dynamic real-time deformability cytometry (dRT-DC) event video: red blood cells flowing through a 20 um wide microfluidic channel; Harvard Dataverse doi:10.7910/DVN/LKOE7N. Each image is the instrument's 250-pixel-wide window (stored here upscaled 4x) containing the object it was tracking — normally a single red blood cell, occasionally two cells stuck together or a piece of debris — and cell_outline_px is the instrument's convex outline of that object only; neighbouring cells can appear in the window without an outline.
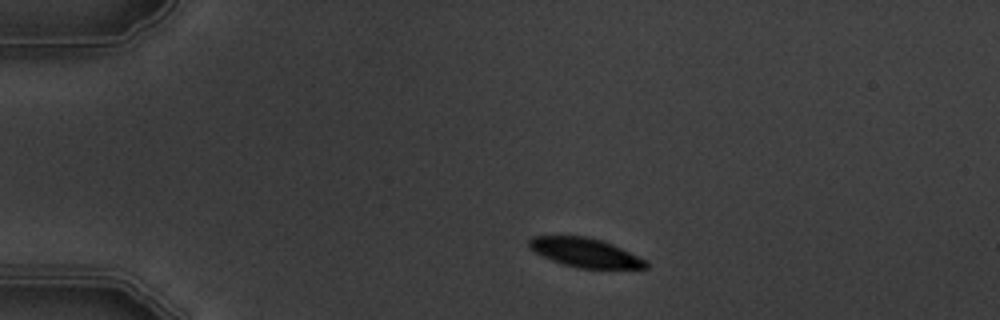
{"species": "common noctule bat (a hibernating species)", "species_latin": "Nyctalus noctula", "temperature_condition": "warm", "stored_images_in_passage": 4, "camera_frame_rate_fps": 3000, "um_per_image_px": 0.085, "animal": {"sex": "male", "body_mass_g": 19.5, "forearm_length_mm": 54.6}, "frame": {"image": 1, "passage_image": 2, "time_ms": 1.0, "image_size_px": [1000, 320], "cell_outline_px": [[648, 268], [576, 268], [552, 260], [528, 248], [528, 240], [532, 236], [588, 236], [612, 244], [648, 260]], "centroid_in_image_um": [49.74, 21.47], "position_along_channel_um": 35.3, "area_um2": 19.71}}